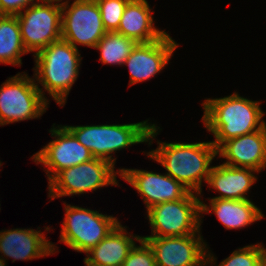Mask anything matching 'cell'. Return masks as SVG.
Returning a JSON list of instances; mask_svg holds the SVG:
<instances>
[{
  "mask_svg": "<svg viewBox=\"0 0 266 266\" xmlns=\"http://www.w3.org/2000/svg\"><path fill=\"white\" fill-rule=\"evenodd\" d=\"M35 80L61 107L79 75L81 56L73 45L60 39L34 55Z\"/></svg>",
  "mask_w": 266,
  "mask_h": 266,
  "instance_id": "cell-3",
  "label": "cell"
},
{
  "mask_svg": "<svg viewBox=\"0 0 266 266\" xmlns=\"http://www.w3.org/2000/svg\"><path fill=\"white\" fill-rule=\"evenodd\" d=\"M141 245L135 246L130 250L122 266H156L155 255L149 244L141 239Z\"/></svg>",
  "mask_w": 266,
  "mask_h": 266,
  "instance_id": "cell-25",
  "label": "cell"
},
{
  "mask_svg": "<svg viewBox=\"0 0 266 266\" xmlns=\"http://www.w3.org/2000/svg\"><path fill=\"white\" fill-rule=\"evenodd\" d=\"M155 150L147 152L152 160L160 163L176 181L189 192H202V181L207 182L217 148L212 142L166 143L159 142Z\"/></svg>",
  "mask_w": 266,
  "mask_h": 266,
  "instance_id": "cell-2",
  "label": "cell"
},
{
  "mask_svg": "<svg viewBox=\"0 0 266 266\" xmlns=\"http://www.w3.org/2000/svg\"><path fill=\"white\" fill-rule=\"evenodd\" d=\"M141 239L152 248L156 266H207L216 263L217 258L209 252L201 234Z\"/></svg>",
  "mask_w": 266,
  "mask_h": 266,
  "instance_id": "cell-11",
  "label": "cell"
},
{
  "mask_svg": "<svg viewBox=\"0 0 266 266\" xmlns=\"http://www.w3.org/2000/svg\"><path fill=\"white\" fill-rule=\"evenodd\" d=\"M0 266H6V260L0 258Z\"/></svg>",
  "mask_w": 266,
  "mask_h": 266,
  "instance_id": "cell-28",
  "label": "cell"
},
{
  "mask_svg": "<svg viewBox=\"0 0 266 266\" xmlns=\"http://www.w3.org/2000/svg\"><path fill=\"white\" fill-rule=\"evenodd\" d=\"M55 247V248H54ZM56 246L44 236V233L34 229H10L0 231V256L15 260H32L54 254ZM6 257V259L4 257Z\"/></svg>",
  "mask_w": 266,
  "mask_h": 266,
  "instance_id": "cell-16",
  "label": "cell"
},
{
  "mask_svg": "<svg viewBox=\"0 0 266 266\" xmlns=\"http://www.w3.org/2000/svg\"><path fill=\"white\" fill-rule=\"evenodd\" d=\"M151 7L146 0H130L121 17L116 32L137 43H147L162 38L166 32L154 27Z\"/></svg>",
  "mask_w": 266,
  "mask_h": 266,
  "instance_id": "cell-19",
  "label": "cell"
},
{
  "mask_svg": "<svg viewBox=\"0 0 266 266\" xmlns=\"http://www.w3.org/2000/svg\"><path fill=\"white\" fill-rule=\"evenodd\" d=\"M120 223L95 247L91 248L84 258V264L94 266H122L139 235L129 234ZM134 238V239H133ZM91 255V256H90Z\"/></svg>",
  "mask_w": 266,
  "mask_h": 266,
  "instance_id": "cell-17",
  "label": "cell"
},
{
  "mask_svg": "<svg viewBox=\"0 0 266 266\" xmlns=\"http://www.w3.org/2000/svg\"><path fill=\"white\" fill-rule=\"evenodd\" d=\"M178 46L167 33L156 41L137 43L123 64L129 67V85L149 80L159 74Z\"/></svg>",
  "mask_w": 266,
  "mask_h": 266,
  "instance_id": "cell-13",
  "label": "cell"
},
{
  "mask_svg": "<svg viewBox=\"0 0 266 266\" xmlns=\"http://www.w3.org/2000/svg\"><path fill=\"white\" fill-rule=\"evenodd\" d=\"M28 6L17 16L23 44L27 52L38 53L61 39V3L40 1Z\"/></svg>",
  "mask_w": 266,
  "mask_h": 266,
  "instance_id": "cell-9",
  "label": "cell"
},
{
  "mask_svg": "<svg viewBox=\"0 0 266 266\" xmlns=\"http://www.w3.org/2000/svg\"><path fill=\"white\" fill-rule=\"evenodd\" d=\"M61 39L73 45L94 48L107 33L96 0H74L61 2Z\"/></svg>",
  "mask_w": 266,
  "mask_h": 266,
  "instance_id": "cell-10",
  "label": "cell"
},
{
  "mask_svg": "<svg viewBox=\"0 0 266 266\" xmlns=\"http://www.w3.org/2000/svg\"><path fill=\"white\" fill-rule=\"evenodd\" d=\"M217 155L225 158L223 164L251 168L258 172L266 168V125L257 131L225 141Z\"/></svg>",
  "mask_w": 266,
  "mask_h": 266,
  "instance_id": "cell-15",
  "label": "cell"
},
{
  "mask_svg": "<svg viewBox=\"0 0 266 266\" xmlns=\"http://www.w3.org/2000/svg\"><path fill=\"white\" fill-rule=\"evenodd\" d=\"M41 1H47V2H53V3H56V2H61L62 0H41ZM65 2H68L69 3V0H66Z\"/></svg>",
  "mask_w": 266,
  "mask_h": 266,
  "instance_id": "cell-27",
  "label": "cell"
},
{
  "mask_svg": "<svg viewBox=\"0 0 266 266\" xmlns=\"http://www.w3.org/2000/svg\"><path fill=\"white\" fill-rule=\"evenodd\" d=\"M60 241L77 252L87 253L103 240L120 222L117 217L97 210L65 205Z\"/></svg>",
  "mask_w": 266,
  "mask_h": 266,
  "instance_id": "cell-7",
  "label": "cell"
},
{
  "mask_svg": "<svg viewBox=\"0 0 266 266\" xmlns=\"http://www.w3.org/2000/svg\"><path fill=\"white\" fill-rule=\"evenodd\" d=\"M199 194L188 192L182 199L158 203L147 209L151 235L170 237L199 234L202 219Z\"/></svg>",
  "mask_w": 266,
  "mask_h": 266,
  "instance_id": "cell-6",
  "label": "cell"
},
{
  "mask_svg": "<svg viewBox=\"0 0 266 266\" xmlns=\"http://www.w3.org/2000/svg\"><path fill=\"white\" fill-rule=\"evenodd\" d=\"M120 178L135 188L147 209L162 202L182 199L189 191L168 174L138 169H119Z\"/></svg>",
  "mask_w": 266,
  "mask_h": 266,
  "instance_id": "cell-14",
  "label": "cell"
},
{
  "mask_svg": "<svg viewBox=\"0 0 266 266\" xmlns=\"http://www.w3.org/2000/svg\"><path fill=\"white\" fill-rule=\"evenodd\" d=\"M261 266H266V257L264 258Z\"/></svg>",
  "mask_w": 266,
  "mask_h": 266,
  "instance_id": "cell-29",
  "label": "cell"
},
{
  "mask_svg": "<svg viewBox=\"0 0 266 266\" xmlns=\"http://www.w3.org/2000/svg\"><path fill=\"white\" fill-rule=\"evenodd\" d=\"M202 106V121L214 135L215 141L211 142L217 149L229 139L260 130L266 125L260 102L241 97L236 92L223 98H208Z\"/></svg>",
  "mask_w": 266,
  "mask_h": 266,
  "instance_id": "cell-1",
  "label": "cell"
},
{
  "mask_svg": "<svg viewBox=\"0 0 266 266\" xmlns=\"http://www.w3.org/2000/svg\"><path fill=\"white\" fill-rule=\"evenodd\" d=\"M255 172L258 173L251 168L231 167L225 164L213 166L207 184L216 189L220 195L208 199H248L247 192L257 181Z\"/></svg>",
  "mask_w": 266,
  "mask_h": 266,
  "instance_id": "cell-18",
  "label": "cell"
},
{
  "mask_svg": "<svg viewBox=\"0 0 266 266\" xmlns=\"http://www.w3.org/2000/svg\"><path fill=\"white\" fill-rule=\"evenodd\" d=\"M50 129L51 136L55 137L40 151L32 156V160L42 163L47 170L46 175L50 182L61 170L88 162L94 157L89 149L83 146L76 136L66 127L57 126Z\"/></svg>",
  "mask_w": 266,
  "mask_h": 266,
  "instance_id": "cell-12",
  "label": "cell"
},
{
  "mask_svg": "<svg viewBox=\"0 0 266 266\" xmlns=\"http://www.w3.org/2000/svg\"><path fill=\"white\" fill-rule=\"evenodd\" d=\"M10 77L0 86V125L35 119L47 110L44 91L25 72ZM46 97V98H45Z\"/></svg>",
  "mask_w": 266,
  "mask_h": 266,
  "instance_id": "cell-5",
  "label": "cell"
},
{
  "mask_svg": "<svg viewBox=\"0 0 266 266\" xmlns=\"http://www.w3.org/2000/svg\"><path fill=\"white\" fill-rule=\"evenodd\" d=\"M266 257L263 244L247 245L233 253L216 266H261Z\"/></svg>",
  "mask_w": 266,
  "mask_h": 266,
  "instance_id": "cell-23",
  "label": "cell"
},
{
  "mask_svg": "<svg viewBox=\"0 0 266 266\" xmlns=\"http://www.w3.org/2000/svg\"><path fill=\"white\" fill-rule=\"evenodd\" d=\"M41 0H0V15L16 16L23 9Z\"/></svg>",
  "mask_w": 266,
  "mask_h": 266,
  "instance_id": "cell-26",
  "label": "cell"
},
{
  "mask_svg": "<svg viewBox=\"0 0 266 266\" xmlns=\"http://www.w3.org/2000/svg\"><path fill=\"white\" fill-rule=\"evenodd\" d=\"M136 44L133 39L114 31L107 32L94 48L100 50L103 64L123 65Z\"/></svg>",
  "mask_w": 266,
  "mask_h": 266,
  "instance_id": "cell-22",
  "label": "cell"
},
{
  "mask_svg": "<svg viewBox=\"0 0 266 266\" xmlns=\"http://www.w3.org/2000/svg\"><path fill=\"white\" fill-rule=\"evenodd\" d=\"M114 165L98 158L61 170L48 182L49 197L51 199L86 194L108 185H117V174Z\"/></svg>",
  "mask_w": 266,
  "mask_h": 266,
  "instance_id": "cell-8",
  "label": "cell"
},
{
  "mask_svg": "<svg viewBox=\"0 0 266 266\" xmlns=\"http://www.w3.org/2000/svg\"><path fill=\"white\" fill-rule=\"evenodd\" d=\"M130 0H96L103 26L107 32L118 30L121 17Z\"/></svg>",
  "mask_w": 266,
  "mask_h": 266,
  "instance_id": "cell-24",
  "label": "cell"
},
{
  "mask_svg": "<svg viewBox=\"0 0 266 266\" xmlns=\"http://www.w3.org/2000/svg\"><path fill=\"white\" fill-rule=\"evenodd\" d=\"M210 205L201 201V213H211L226 229H241L261 220L264 215L249 199H209Z\"/></svg>",
  "mask_w": 266,
  "mask_h": 266,
  "instance_id": "cell-20",
  "label": "cell"
},
{
  "mask_svg": "<svg viewBox=\"0 0 266 266\" xmlns=\"http://www.w3.org/2000/svg\"><path fill=\"white\" fill-rule=\"evenodd\" d=\"M89 149L94 158L106 160L115 165L116 158L112 153L132 144L149 142L154 140L159 132L156 124L148 123V120L131 124L112 125H88L66 126Z\"/></svg>",
  "mask_w": 266,
  "mask_h": 266,
  "instance_id": "cell-4",
  "label": "cell"
},
{
  "mask_svg": "<svg viewBox=\"0 0 266 266\" xmlns=\"http://www.w3.org/2000/svg\"><path fill=\"white\" fill-rule=\"evenodd\" d=\"M26 53L17 16L0 15V63L19 66Z\"/></svg>",
  "mask_w": 266,
  "mask_h": 266,
  "instance_id": "cell-21",
  "label": "cell"
}]
</instances>
